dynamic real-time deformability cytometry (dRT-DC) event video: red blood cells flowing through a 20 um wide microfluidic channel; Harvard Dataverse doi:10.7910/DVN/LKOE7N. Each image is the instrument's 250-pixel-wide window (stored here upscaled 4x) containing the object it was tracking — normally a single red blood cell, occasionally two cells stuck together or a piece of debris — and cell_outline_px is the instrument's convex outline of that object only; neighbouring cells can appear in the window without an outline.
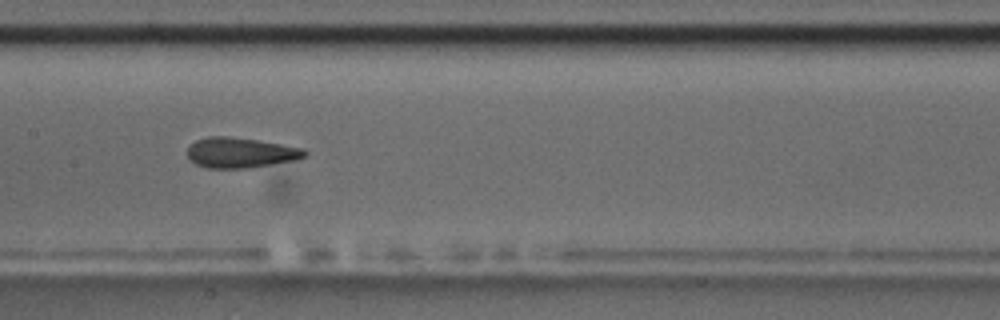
{"species": "common noctule bat (a hibernating species)", "species_latin": "Nyctalus noctula", "temperature_condition": "room temperature", "stored_images_in_passage": 13, "camera_frame_rate_fps": 3000, "um_per_image_px": 0.085, "animal": {"sex": "male", "body_mass_g": 17.5, "forearm_length_mm": 52.3}, "frame": {"image": 1, "passage_image": 8, "time_ms": 9.0, "image_size_px": [1000, 320], "cell_outline_px": [[308, 156], [296, 160], [248, 168], [208, 168], [196, 164], [188, 160], [188, 148], [196, 140], [208, 136], [228, 136], [256, 140], [304, 148], [308, 152]], "centroid_in_image_um": [20.46, 12.98], "position_along_channel_um": 186.9, "area_um2": 20.75}, "authors_computed_cell_mechanics": {"area_um2": 20.4612, "velocity_mm_per_s": 3.4725, "shape_relaxation_time_tau1_ms": 8.542, "shape_relaxation_time_tau2_ms": 1.4999, "deformation_change_tau1": 0.2019, "deformation_change_tau2": 0.0956}}